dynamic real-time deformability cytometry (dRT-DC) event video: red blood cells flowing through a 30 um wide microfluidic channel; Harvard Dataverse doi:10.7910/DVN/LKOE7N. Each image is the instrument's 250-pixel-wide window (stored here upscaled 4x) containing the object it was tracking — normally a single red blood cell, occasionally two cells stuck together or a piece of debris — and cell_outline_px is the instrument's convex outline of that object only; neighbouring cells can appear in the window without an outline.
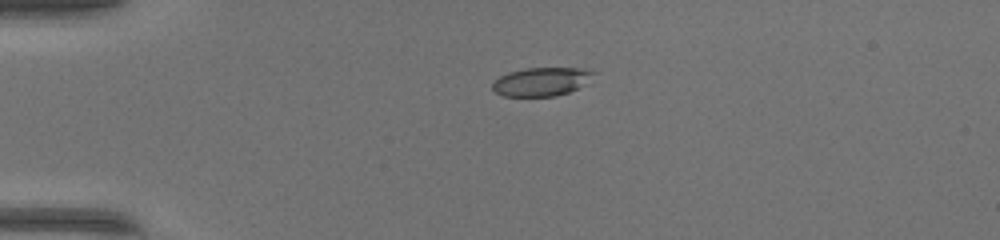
{"species": "common noctule bat (a hibernating species)", "species_latin": "Nyctalus noctula", "temperature_condition": "warm", "stored_images_in_passage": 39, "camera_frame_rate_fps": 3000, "um_per_image_px": 0.085, "animal": {"sex": "female", "body_mass_g": 17.0, "forearm_length_mm": 48.0}, "frame": {"image": 1, "passage_image": 1, "time_ms": 0.0, "image_size_px": [1000, 240], "cell_outline_px": [[596, 72], [588, 84], [568, 92], [556, 96], [504, 96], [496, 92], [492, 88], [492, 80], [508, 72], [524, 68], [592, 68]], "centroid_in_image_um": [46.07, 6.93], "position_along_channel_um": 38.9, "area_um2": 17.17}}
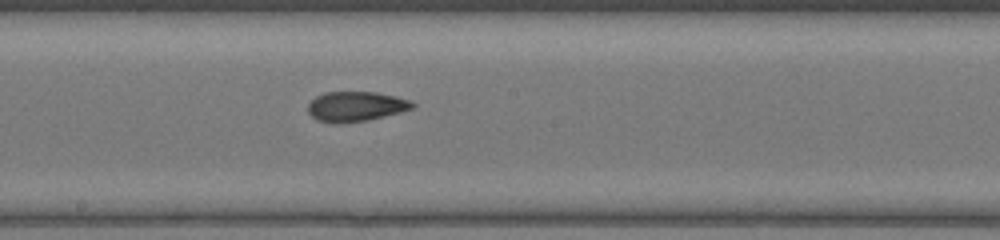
{"frame": {"image": 2, "passage_image": 17, "time_ms": 5.333, "image_size_px": [1000, 240], "cell_outline_px": [[416, 104], [412, 108], [400, 112], [368, 120], [316, 120], [308, 112], [308, 104], [316, 96], [324, 92], [376, 92], [396, 96], [408, 100]], "centroid_in_image_um": [30.27, 8.99], "position_along_channel_um": 217.9, "area_um2": 17.46}}
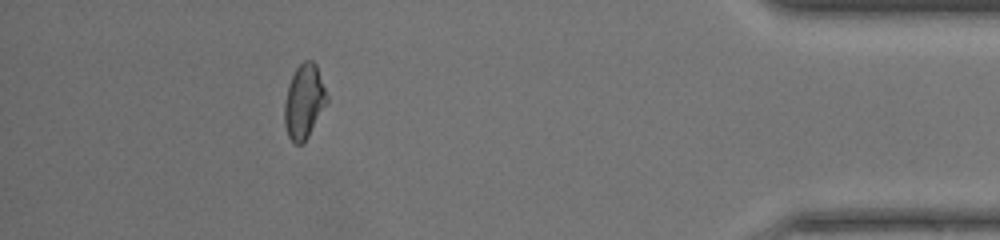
{"frame": {"image": 3, "passage_image": 34, "time_ms": 11.0, "image_size_px": [1000, 240], "cell_outline_px": [[328, 100], [304, 144], [296, 144], [288, 136], [284, 124], [284, 104], [288, 84], [296, 68], [304, 60], [312, 60], [316, 64], [328, 96]], "centroid_in_image_um": [25.84, 8.63], "position_along_channel_um": 409.4, "area_um2": 18.32}, "authors_computed_cell_mechanics": {"area_um2": 18.207, "velocity_mm_per_s": 4.2327, "shape_relaxation_time_tau1_ms": null, "shape_relaxation_time_tau2_ms": 2.376, "deformation_change_tau1": null, "deformation_change_tau2": 0.0941}}